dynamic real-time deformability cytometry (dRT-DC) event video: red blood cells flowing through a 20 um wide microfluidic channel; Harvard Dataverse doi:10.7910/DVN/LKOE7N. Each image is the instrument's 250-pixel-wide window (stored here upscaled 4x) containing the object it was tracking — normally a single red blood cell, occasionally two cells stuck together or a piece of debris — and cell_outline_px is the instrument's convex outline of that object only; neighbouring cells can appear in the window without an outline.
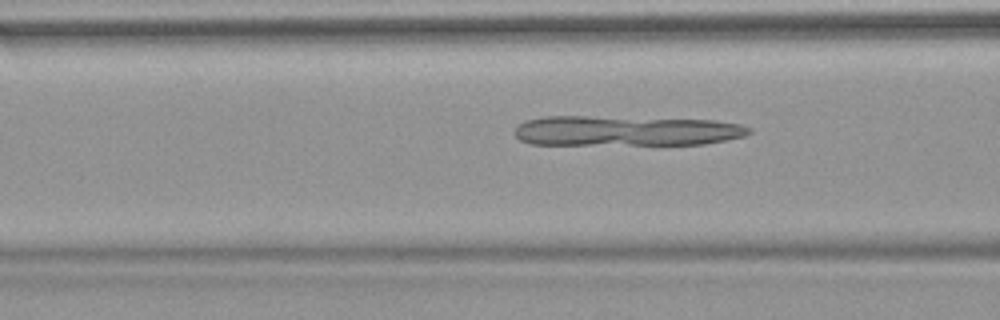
{"species": "common noctule bat (a hibernating species)", "species_latin": "Nyctalus noctula", "temperature_condition": "warm", "stored_images_in_passage": 52, "camera_frame_rate_fps": 3000, "um_per_image_px": 0.085, "animal": {"sex": "female", "body_mass_g": 18.4}, "frame": {"image": 1, "passage_image": 20, "time_ms": 6.333, "image_size_px": [1000, 320], "cell_outline_px": [[752, 132], [744, 136], [704, 144], [528, 144], [520, 140], [512, 132], [524, 120], [544, 116], [588, 116], [716, 120], [740, 124], [752, 128]], "centroid_in_image_um": [53.18, 11.11], "position_along_channel_um": 113.4, "area_um2": 41.33}}
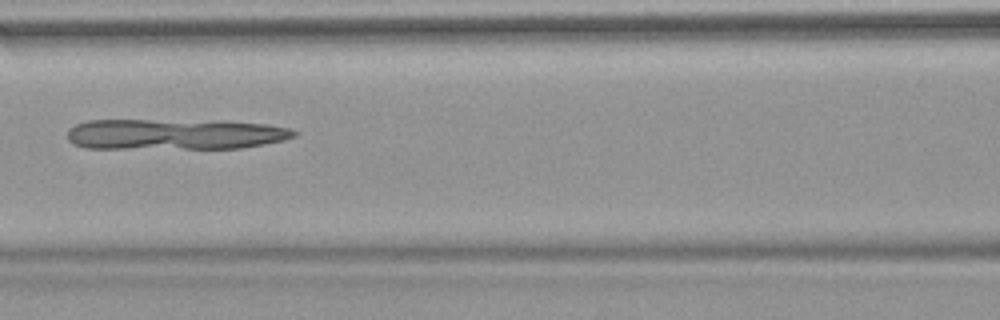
{"frame": {"image": 2, "passage_image": 23, "time_ms": 7.333, "image_size_px": [1000, 320], "cell_outline_px": [[296, 136], [284, 140], [264, 144], [240, 148], [84, 148], [72, 144], [68, 140], [68, 128], [76, 124], [88, 120], [148, 120], [264, 124], [292, 128], [296, 132]], "centroid_in_image_um": [14.77, 11.43], "position_along_channel_um": 151.8, "area_um2": 40.0}}